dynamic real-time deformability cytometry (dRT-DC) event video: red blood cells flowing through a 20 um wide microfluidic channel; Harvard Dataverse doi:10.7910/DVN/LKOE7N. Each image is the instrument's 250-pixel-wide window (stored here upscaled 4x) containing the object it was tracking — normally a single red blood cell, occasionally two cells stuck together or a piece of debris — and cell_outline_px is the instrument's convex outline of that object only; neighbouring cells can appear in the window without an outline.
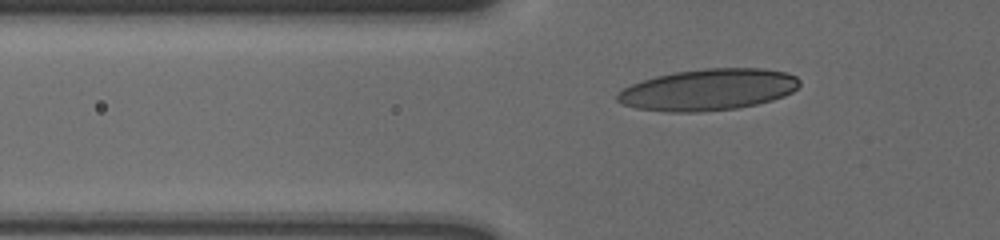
{"species": "human", "species_latin": "Homo sapiens", "temperature_condition": "cold", "stored_images_in_passage": 38, "camera_frame_rate_fps": 3000, "um_per_image_px": 0.085, "donor": {"sex": "male"}, "frame": {"image": 1, "passage_image": 6, "time_ms": 1.667, "image_size_px": [1000, 240], "cell_outline_px": [[800, 84], [792, 92], [784, 96], [772, 100], [756, 104], [736, 108], [700, 112], [668, 112], [636, 108], [624, 104], [616, 100], [616, 96], [624, 88], [632, 84], [656, 76], [676, 72], [704, 68], [764, 68], [784, 72], [796, 76], [800, 80]], "centroid_in_image_um": [60.22, 7.62], "position_along_channel_um": 65.6, "area_um2": 43.87}}
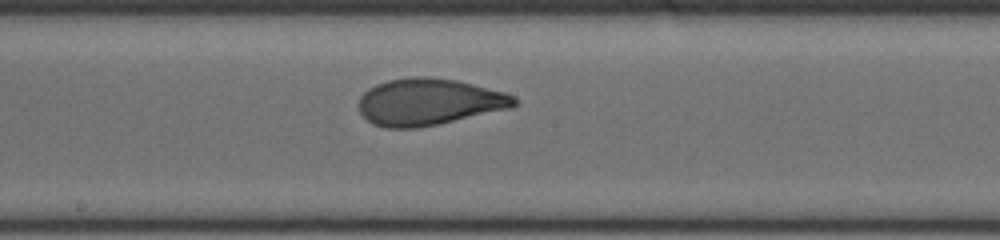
{"frame": {"image": 2, "passage_image": 19, "time_ms": 6.0, "image_size_px": [1000, 240], "cell_outline_px": [[516, 104], [512, 108], [436, 124], [416, 128], [384, 128], [372, 124], [360, 112], [360, 96], [368, 88], [376, 84], [388, 80], [412, 76], [424, 76], [456, 80], [504, 92], [516, 96]], "centroid_in_image_um": [36.44, 8.66], "position_along_channel_um": 211.8, "area_um2": 42.19}}
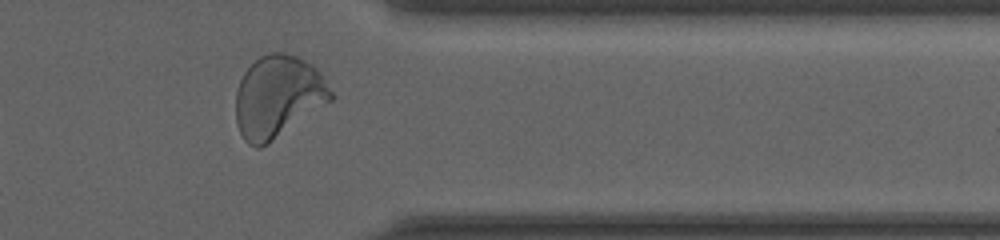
{"frame": {"image": 3, "passage_image": 34, "time_ms": 11.0, "image_size_px": [1000, 240], "cell_outline_px": [[332, 100], [268, 144], [260, 148], [256, 148], [248, 144], [244, 140], [236, 124], [236, 92], [240, 80], [244, 72], [260, 56], [268, 52], [284, 52], [296, 56], [312, 64], [320, 72], [332, 92]], "centroid_in_image_um": [23.61, 8.22], "position_along_channel_um": 387.8, "area_um2": 45.43}, "authors_computed_cell_mechanics": {"area_um2": 42.0784, "velocity_mm_per_s": 3.5946, "shape_relaxation_time_tau1_ms": 4.702, "shape_relaxation_time_tau2_ms": null, "deformation_change_tau1": 0.19, "deformation_change_tau2": null}}